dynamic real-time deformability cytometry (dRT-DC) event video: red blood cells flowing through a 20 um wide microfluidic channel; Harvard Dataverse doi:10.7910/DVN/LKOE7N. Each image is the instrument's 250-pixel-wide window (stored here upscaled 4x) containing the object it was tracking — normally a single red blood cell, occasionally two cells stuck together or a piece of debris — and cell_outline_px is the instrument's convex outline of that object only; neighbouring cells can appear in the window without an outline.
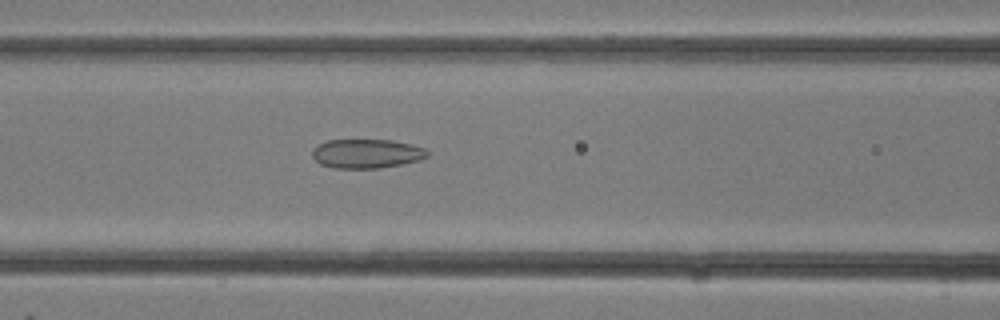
{"species": "common noctule bat (a hibernating species)", "species_latin": "Nyctalus noctula", "temperature_condition": "room temperature", "stored_images_in_passage": 23, "camera_frame_rate_fps": 3000, "um_per_image_px": 0.085, "animal": {"sex": "female"}, "frame": {"image": 1, "passage_image": 6, "time_ms": 1.667, "image_size_px": [1000, 320], "cell_outline_px": [[428, 156], [420, 160], [380, 168], [332, 168], [320, 164], [312, 156], [312, 148], [328, 140], [392, 140], [412, 144], [424, 148], [428, 152]], "centroid_in_image_um": [31.15, 13.06], "position_along_channel_um": 135.4, "area_um2": 19.54}}
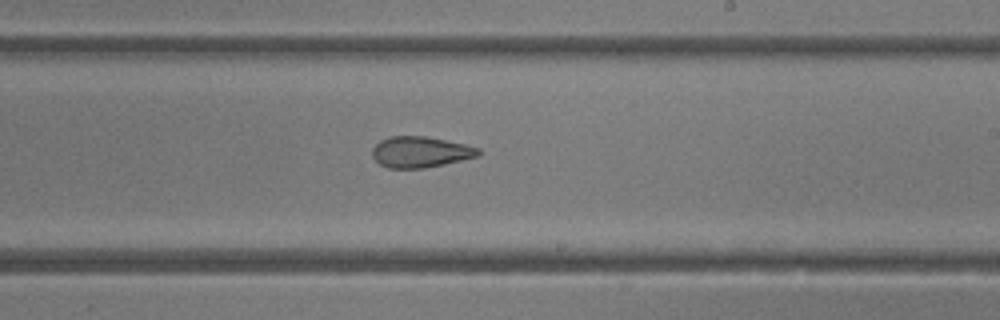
{"frame": {"image": 2, "passage_image": 11, "time_ms": 3.333, "image_size_px": [1000, 320], "cell_outline_px": [[480, 156], [444, 164], [424, 168], [388, 168], [380, 164], [372, 156], [372, 148], [380, 140], [392, 136], [424, 136], [464, 144], [480, 148]], "centroid_in_image_um": [35.73, 12.92], "position_along_channel_um": 253.3, "area_um2": 19.07}}
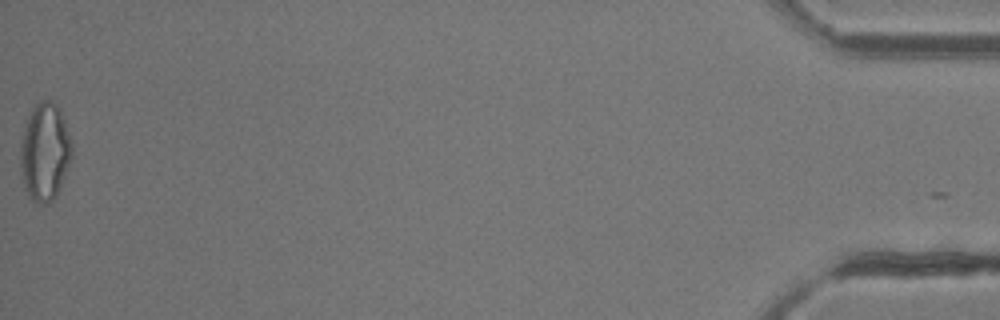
{"frame": {"image": 3, "passage_image": 23, "time_ms": 7.333, "image_size_px": [1000, 320], "cell_outline_px": [[72, 156], [56, 196], [52, 200], [44, 204], [40, 204], [32, 200], [28, 196], [24, 188], [20, 172], [20, 140], [24, 128], [32, 108], [40, 100], [52, 100], [60, 108], [72, 144]], "centroid_in_image_um": [3.79, 12.91], "position_along_channel_um": 431.4, "area_um2": 29.48}}